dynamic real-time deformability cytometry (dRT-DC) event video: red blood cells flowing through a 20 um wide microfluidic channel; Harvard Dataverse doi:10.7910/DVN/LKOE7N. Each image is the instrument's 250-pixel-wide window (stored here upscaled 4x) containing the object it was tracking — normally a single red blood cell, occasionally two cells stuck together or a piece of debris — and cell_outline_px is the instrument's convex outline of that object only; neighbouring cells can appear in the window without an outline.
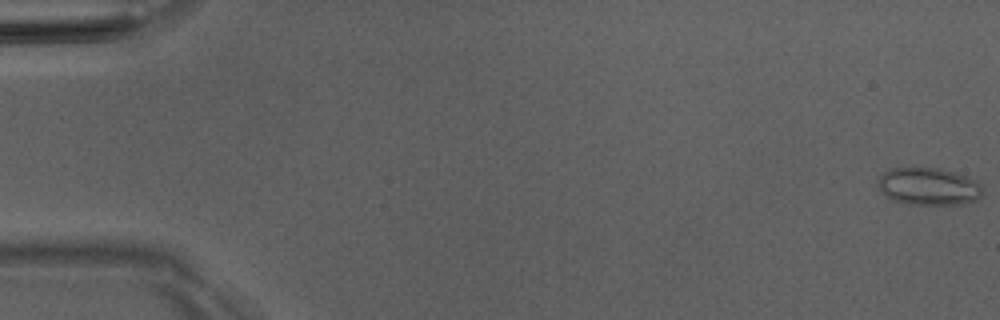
{"species": "Egyptian fruit bat (a non-hibernating species)", "species_latin": "Rousettus aegyptiacus", "temperature_condition": "room temperature", "stored_images_in_passage": 8, "camera_frame_rate_fps": 3000, "um_per_image_px": 0.085, "animal": {"sex": "male"}, "frame": {"image": 1, "passage_image": 1, "time_ms": 0.0, "image_size_px": [1000, 320], "cell_outline_px": [[980, 196], [976, 200], [960, 204], [912, 204], [892, 200], [880, 192], [876, 184], [880, 176], [888, 168], [936, 168], [952, 172], [976, 180], [980, 184]], "centroid_in_image_um": [78.86, 15.85], "position_along_channel_um": 6.1, "area_um2": 22.6}}